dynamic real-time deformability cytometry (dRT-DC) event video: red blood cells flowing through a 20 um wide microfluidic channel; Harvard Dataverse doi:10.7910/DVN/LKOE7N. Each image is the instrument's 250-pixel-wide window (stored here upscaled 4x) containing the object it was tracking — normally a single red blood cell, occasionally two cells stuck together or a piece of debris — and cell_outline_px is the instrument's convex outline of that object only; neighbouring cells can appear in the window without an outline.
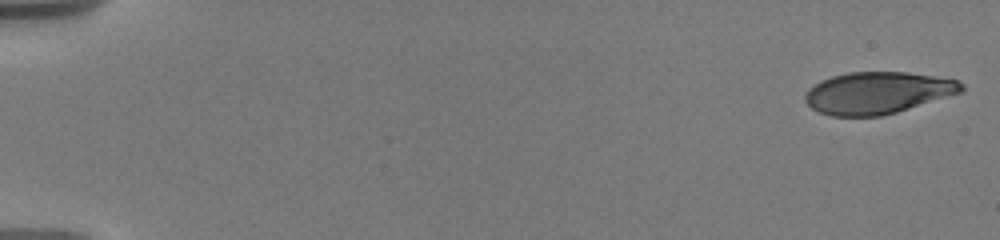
{"species": "human", "species_latin": "Homo sapiens", "temperature_condition": "warm", "stored_images_in_passage": 11, "segment_of_instrument_passage": [1, 2], "camera_frame_rate_fps": 3000, "um_per_image_px": 0.085, "donor": {"sex": "male"}, "frame": {"image": 1, "passage_image": 1, "time_ms": 0.0, "image_size_px": [1000, 240], "cell_outline_px": [[964, 92], [896, 112], [880, 116], [832, 116], [820, 112], [812, 108], [804, 100], [804, 96], [808, 88], [820, 80], [832, 76], [848, 72], [904, 72], [932, 76], [956, 80], [964, 84]], "centroid_in_image_um": [74.58, 7.89], "position_along_channel_um": 10.4, "area_um2": 38.15}}
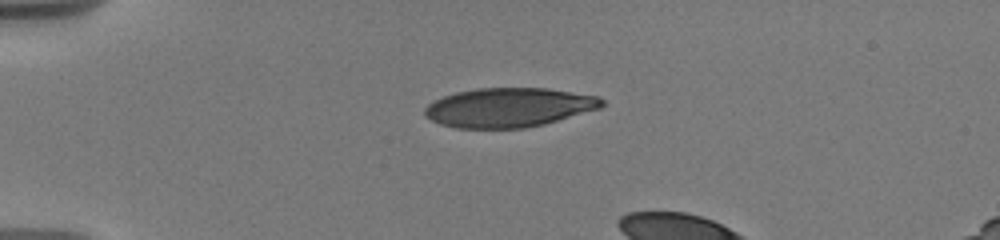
{"frame": {"image": 2, "passage_image": 9, "time_ms": 4.333, "image_size_px": [1000, 240], "cell_outline_px": [[604, 104], [600, 108], [544, 124], [524, 128], [456, 128], [440, 124], [424, 116], [424, 108], [428, 104], [444, 96], [456, 92], [476, 88], [548, 88], [600, 96], [604, 100]], "centroid_in_image_um": [43.26, 9.13], "position_along_channel_um": 41.7, "area_um2": 40.58}}